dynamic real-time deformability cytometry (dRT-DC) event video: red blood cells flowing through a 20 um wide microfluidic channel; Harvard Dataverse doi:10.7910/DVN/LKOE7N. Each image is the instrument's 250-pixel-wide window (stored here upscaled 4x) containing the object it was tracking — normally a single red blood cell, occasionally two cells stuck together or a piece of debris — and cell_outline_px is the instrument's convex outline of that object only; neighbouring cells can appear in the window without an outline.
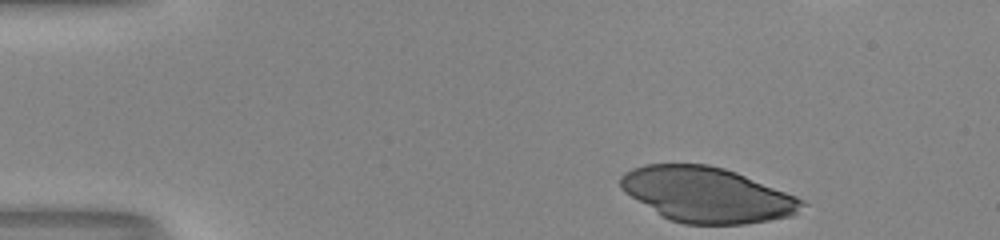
{"species": "human", "species_latin": "Homo sapiens", "temperature_condition": "room temperature", "stored_images_in_passage": 45, "camera_frame_rate_fps": 3000, "um_per_image_px": 0.085, "donor": {"sex": "male"}, "frame": {"image": 1, "passage_image": 1, "time_ms": 0.0, "image_size_px": [1000, 240], "cell_outline_px": [[808, 204], [792, 216], [744, 224], [684, 224], [672, 220], [656, 212], [624, 192], [620, 188], [620, 176], [624, 172], [632, 168], [644, 164], [708, 164], [724, 168], [736, 172], [796, 196], [804, 200]], "centroid_in_image_um": [60.09, 16.54], "position_along_channel_um": 24.9, "area_um2": 58.03}}